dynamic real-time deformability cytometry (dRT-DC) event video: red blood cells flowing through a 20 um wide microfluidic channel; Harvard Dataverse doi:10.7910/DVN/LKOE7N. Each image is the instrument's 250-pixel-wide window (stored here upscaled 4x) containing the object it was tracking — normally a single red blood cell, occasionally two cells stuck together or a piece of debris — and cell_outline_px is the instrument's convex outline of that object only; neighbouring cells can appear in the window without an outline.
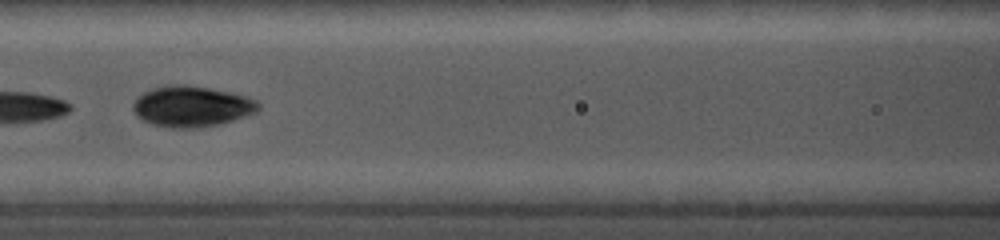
{"species": "common noctule bat (a hibernating species)", "species_latin": "Nyctalus noctula", "temperature_condition": "cold", "stored_images_in_passage": 15, "camera_frame_rate_fps": 5000, "um_per_image_px": 0.085, "animal": {"sex": "female", "body_mass_g": 19.0, "forearm_length_mm": 56.7}, "frame": {"image": 1, "passage_image": 4, "time_ms": 2.0, "image_size_px": [1000, 240], "cell_outline_px": [[260, 108], [256, 112], [248, 116], [220, 124], [200, 128], [172, 128], [148, 124], [140, 120], [136, 116], [132, 108], [132, 104], [140, 96], [148, 92], [160, 88], [204, 88], [240, 96], [252, 100], [260, 104]], "centroid_in_image_um": [16.28, 9.15], "position_along_channel_um": 150.3, "area_um2": 28.38}, "authors_computed_cell_mechanics": {"area_um2": 18.3804, "velocity_mm_per_s": 3.8109, "shape_relaxation_time_tau1_ms": null, "shape_relaxation_time_tau2_ms": 1.6625, "deformation_change_tau1": null, "deformation_change_tau2": 0.0501}}